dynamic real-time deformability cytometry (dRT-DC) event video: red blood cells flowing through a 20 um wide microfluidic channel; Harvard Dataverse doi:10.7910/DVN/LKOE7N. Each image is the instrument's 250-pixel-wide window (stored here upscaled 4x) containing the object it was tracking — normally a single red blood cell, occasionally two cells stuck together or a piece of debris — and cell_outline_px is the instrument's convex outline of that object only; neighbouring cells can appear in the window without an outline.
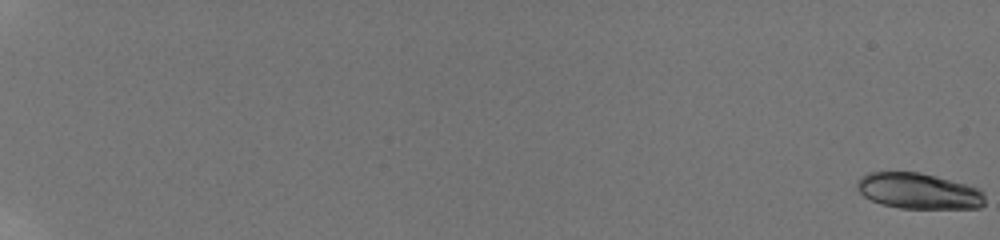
{"species": "human", "species_latin": "Homo sapiens", "temperature_condition": "room temperature", "stored_images_in_passage": 33, "camera_frame_rate_fps": 3000, "um_per_image_px": 0.085, "donor": {"sex": "male"}, "frame": {"image": 1, "passage_image": 1, "time_ms": 0.0, "image_size_px": [1000, 240], "cell_outline_px": [[984, 204], [980, 208], [900, 208], [880, 204], [864, 196], [856, 188], [856, 180], [860, 176], [868, 172], [920, 172], [936, 176], [980, 188], [984, 192]], "centroid_in_image_um": [78.06, 16.23], "position_along_channel_um": 6.9, "area_um2": 26.88}}
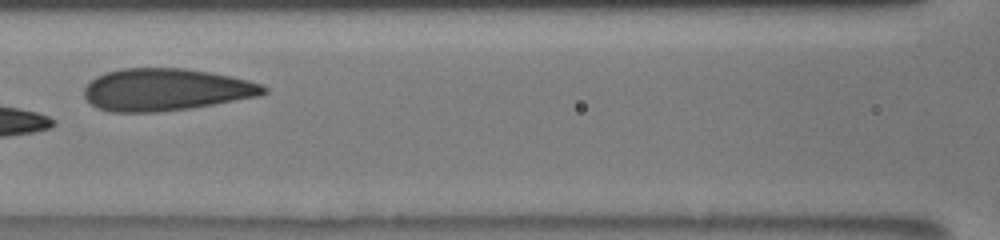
{"frame": {"image": 2, "passage_image": 12, "time_ms": 11.0, "image_size_px": [1000, 240], "cell_outline_px": [[268, 92], [260, 96], [192, 108], [156, 112], [112, 112], [96, 108], [84, 96], [84, 88], [96, 76], [104, 72], [120, 68], [184, 68], [208, 72], [248, 80], [260, 84], [268, 88]], "centroid_in_image_um": [14.08, 7.62], "position_along_channel_um": 152.5, "area_um2": 44.22}}
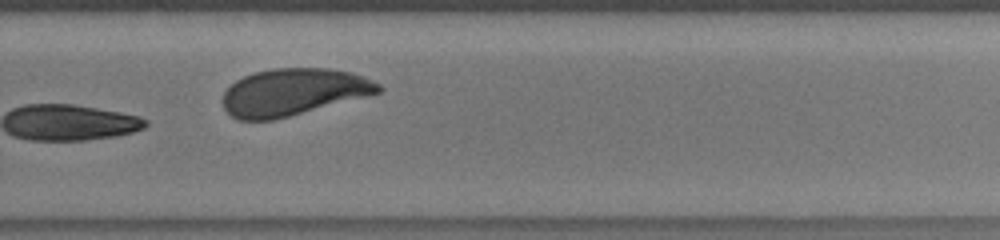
{"frame": {"image": 3, "passage_image": 22, "time_ms": 15.0, "image_size_px": [1000, 240], "cell_outline_px": [[384, 88], [380, 92], [368, 96], [272, 120], [236, 120], [224, 108], [224, 92], [236, 80], [244, 76], [256, 72], [272, 68], [328, 68], [352, 72], [364, 76], [380, 84]], "centroid_in_image_um": [24.96, 7.81], "position_along_channel_um": 304.8, "area_um2": 42.48}, "authors_computed_cell_mechanics": {"area_um2": 29.9404, "velocity_mm_per_s": 3.8831, "shape_relaxation_time_tau1_ms": 4.7035, "shape_relaxation_time_tau2_ms": null, "deformation_change_tau1": 0.0785, "deformation_change_tau2": null}}